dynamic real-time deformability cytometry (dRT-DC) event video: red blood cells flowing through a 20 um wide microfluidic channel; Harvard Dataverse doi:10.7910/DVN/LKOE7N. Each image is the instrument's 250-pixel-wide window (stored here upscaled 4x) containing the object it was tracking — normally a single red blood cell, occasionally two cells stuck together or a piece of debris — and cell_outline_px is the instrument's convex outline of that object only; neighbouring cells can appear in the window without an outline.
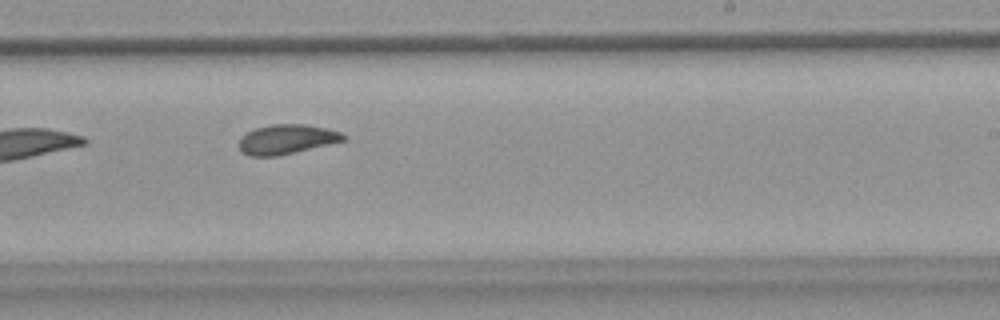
{"species": "common noctule bat (a hibernating species)", "species_latin": "Nyctalus noctula", "temperature_condition": "warm", "stored_images_in_passage": 10, "camera_frame_rate_fps": 3000, "um_per_image_px": 0.085, "animal": {"sex": "female", "body_mass_g": 18.4}, "frame": {"image": 1, "passage_image": 10, "time_ms": 3.0, "image_size_px": [1000, 320], "cell_outline_px": [[348, 140], [276, 156], [248, 156], [240, 148], [240, 136], [256, 128], [272, 124], [304, 124], [328, 128], [340, 132], [348, 136]], "centroid_in_image_um": [24.42, 11.83], "position_along_channel_um": 264.6, "area_um2": 17.98}}